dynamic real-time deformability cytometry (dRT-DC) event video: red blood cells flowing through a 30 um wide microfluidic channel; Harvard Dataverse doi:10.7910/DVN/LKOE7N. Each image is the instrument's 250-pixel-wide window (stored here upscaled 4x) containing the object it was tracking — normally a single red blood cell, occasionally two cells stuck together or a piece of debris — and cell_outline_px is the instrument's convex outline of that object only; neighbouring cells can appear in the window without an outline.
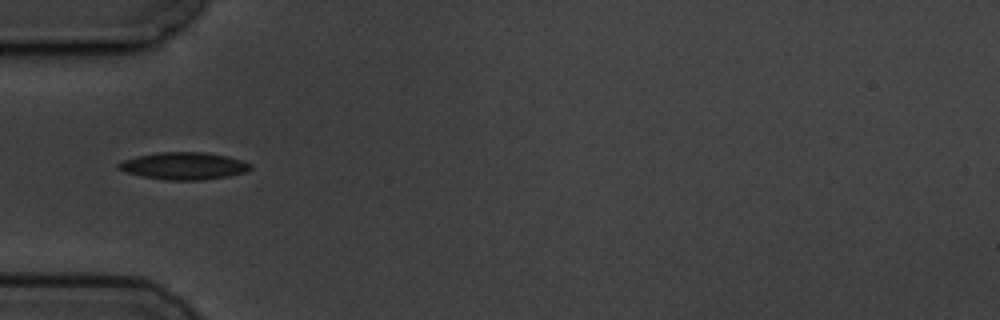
{"species": "common noctule bat (a hibernating species)", "species_latin": "Nyctalus noctula", "temperature_condition": "cold", "stored_images_in_passage": 3, "camera_frame_rate_fps": 3000, "um_per_image_px": 0.085, "animal": {"sex": "male", "body_mass_g": 19.5, "forearm_length_mm": 54.6}, "frame": {"image": 1, "passage_image": 2, "time_ms": 1.333, "image_size_px": [1000, 320], "cell_outline_px": [[252, 168], [244, 172], [228, 176], [204, 180], [168, 180], [144, 176], [128, 172], [116, 168], [116, 164], [124, 160], [136, 156], [156, 152], [204, 152], [228, 156], [252, 164]], "centroid_in_image_um": [15.63, 14.09], "position_along_channel_um": 69.4, "area_um2": 20.87}}
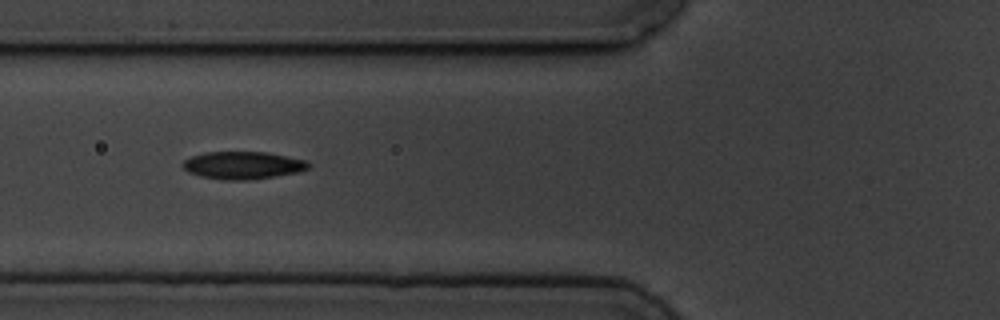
{"frame": {"image": 2, "passage_image": 3, "time_ms": 2.333, "image_size_px": [1000, 320], "cell_outline_px": [[312, 164], [308, 168], [300, 172], [248, 180], [224, 180], [200, 176], [188, 172], [180, 164], [184, 160], [192, 156], [204, 152], [268, 152], [308, 160]], "centroid_in_image_um": [20.67, 14.04], "position_along_channel_um": 105.1, "area_um2": 20.4}}